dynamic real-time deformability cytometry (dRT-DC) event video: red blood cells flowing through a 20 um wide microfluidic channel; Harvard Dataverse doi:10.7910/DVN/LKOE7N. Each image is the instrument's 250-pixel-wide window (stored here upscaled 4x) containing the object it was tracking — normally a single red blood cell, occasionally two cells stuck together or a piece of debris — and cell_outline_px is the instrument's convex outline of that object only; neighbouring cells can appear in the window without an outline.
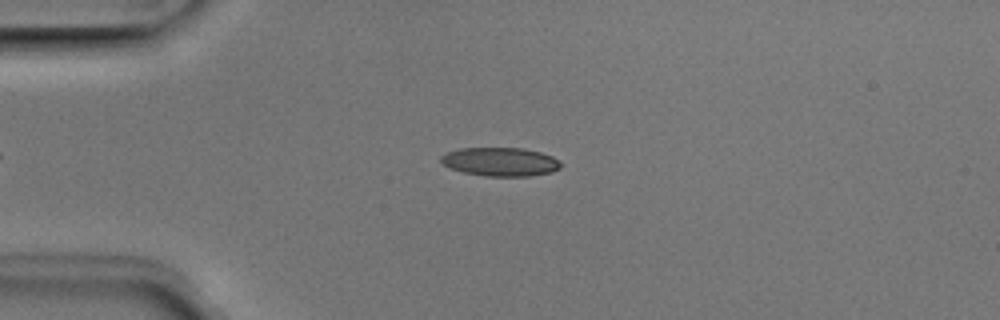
{"species": "Egyptian fruit bat (a non-hibernating species)", "species_latin": "Rousettus aegyptiacus", "temperature_condition": "room temperature", "stored_images_in_passage": 46, "camera_frame_rate_fps": 3000, "um_per_image_px": 0.085, "animal": {"sex": "male"}, "frame": {"image": 1, "passage_image": 12, "time_ms": 3.667, "image_size_px": [1000, 320], "cell_outline_px": [[560, 168], [552, 172], [532, 176], [488, 176], [464, 172], [452, 168], [444, 164], [440, 160], [440, 156], [448, 152], [460, 148], [524, 148], [540, 152], [552, 156], [560, 164]], "centroid_in_image_um": [42.54, 13.75], "position_along_channel_um": 42.5, "area_um2": 19.83}}
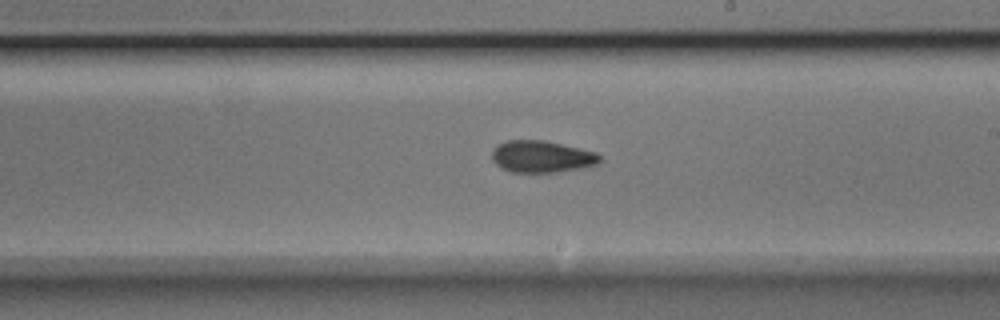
{"frame": {"image": 2, "passage_image": 29, "time_ms": 9.333, "image_size_px": [1000, 320], "cell_outline_px": [[604, 160], [600, 164], [580, 168], [556, 172], [512, 172], [500, 168], [492, 160], [492, 148], [496, 144], [508, 140], [544, 140], [596, 152]], "centroid_in_image_um": [46.04, 13.31], "position_along_channel_um": 243.0, "area_um2": 20.23}}
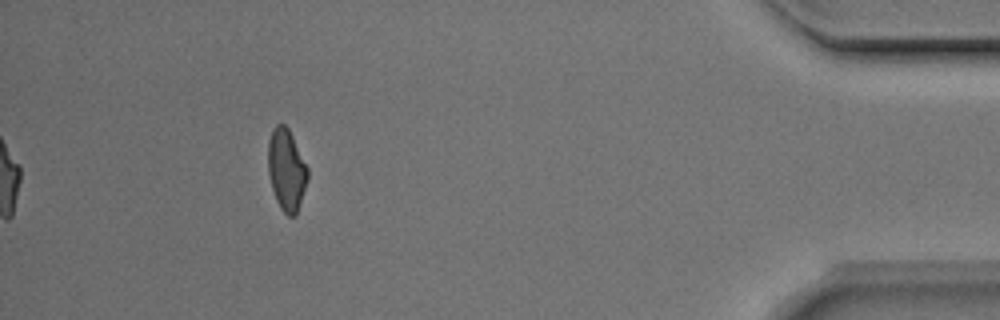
{"frame": {"image": 3, "passage_image": 46, "time_ms": 15.0, "image_size_px": [1000, 320], "cell_outline_px": [[308, 180], [296, 216], [288, 216], [280, 208], [276, 200], [272, 188], [268, 172], [268, 140], [272, 128], [276, 124], [284, 124], [288, 128], [308, 168]], "centroid_in_image_um": [24.34, 14.44], "position_along_channel_um": 410.9, "area_um2": 18.9}, "authors_computed_cell_mechanics": {"area_um2": 19.5364, "velocity_mm_per_s": 3.9629, "shape_relaxation_time_tau1_ms": null, "shape_relaxation_time_tau2_ms": 3.5743, "deformation_change_tau1": null, "deformation_change_tau2": 0.0997}}